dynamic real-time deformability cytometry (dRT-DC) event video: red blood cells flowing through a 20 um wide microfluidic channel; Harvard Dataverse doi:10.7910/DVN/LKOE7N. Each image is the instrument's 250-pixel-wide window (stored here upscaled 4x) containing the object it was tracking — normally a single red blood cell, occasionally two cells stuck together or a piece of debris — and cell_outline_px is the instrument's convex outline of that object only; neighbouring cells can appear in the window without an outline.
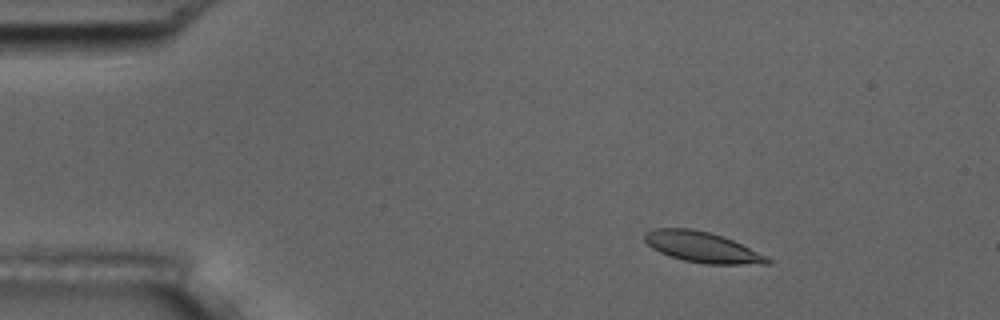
{"species": "common noctule bat (a hibernating species)", "species_latin": "Nyctalus noctula", "temperature_condition": "room temperature", "stored_images_in_passage": 5, "camera_frame_rate_fps": 3000, "um_per_image_px": 0.085, "animal": {"sex": "male", "body_mass_g": 17.5, "forearm_length_mm": 52.3}, "frame": {"image": 1, "passage_image": 3, "time_ms": 2.333, "image_size_px": [1000, 320], "cell_outline_px": [[772, 264], [708, 264], [684, 260], [660, 252], [652, 248], [644, 240], [644, 232], [656, 228], [692, 228], [724, 236], [768, 256], [772, 260]], "centroid_in_image_um": [59.72, 21.0], "position_along_channel_um": 25.3, "area_um2": 21.91}}